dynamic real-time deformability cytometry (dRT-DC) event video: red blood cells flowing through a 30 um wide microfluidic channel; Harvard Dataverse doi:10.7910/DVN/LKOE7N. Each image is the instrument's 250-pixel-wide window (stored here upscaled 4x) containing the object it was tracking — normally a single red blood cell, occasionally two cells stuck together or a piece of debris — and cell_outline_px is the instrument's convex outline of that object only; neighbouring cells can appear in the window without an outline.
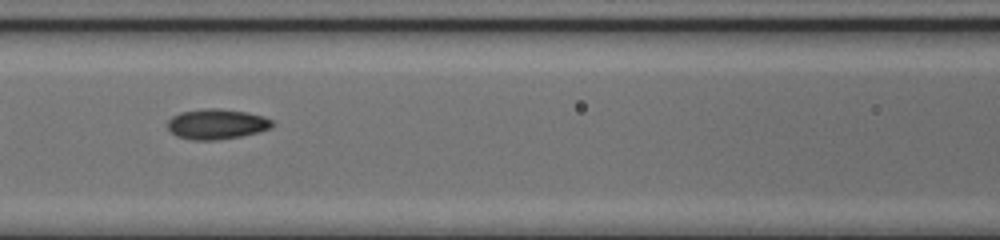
{"species": "common noctule bat (a hibernating species)", "species_latin": "Nyctalus noctula", "temperature_condition": "cold", "stored_images_in_passage": 33, "camera_frame_rate_fps": 3000, "um_per_image_px": 0.085, "animal": {"sex": "female", "body_mass_g": 17.0, "forearm_length_mm": 48.0}, "frame": {"image": 1, "passage_image": 6, "time_ms": 1.667, "image_size_px": [1000, 240], "cell_outline_px": [[276, 124], [272, 128], [240, 136], [216, 140], [192, 140], [176, 136], [168, 128], [168, 120], [172, 116], [180, 112], [208, 108], [216, 108], [248, 112], [264, 116], [272, 120]], "centroid_in_image_um": [18.44, 10.54], "position_along_channel_um": 148.2, "area_um2": 18.5}}
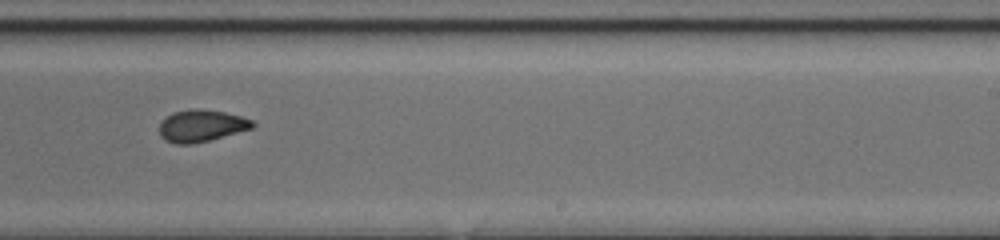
{"frame": {"image": 2, "passage_image": 15, "time_ms": 4.667, "image_size_px": [1000, 240], "cell_outline_px": [[256, 124], [252, 128], [208, 140], [192, 144], [176, 144], [164, 140], [160, 136], [160, 124], [172, 112], [192, 108], [200, 108], [224, 112], [240, 116], [252, 120]], "centroid_in_image_um": [17.1, 10.68], "position_along_channel_um": 271.9, "area_um2": 17.22}}